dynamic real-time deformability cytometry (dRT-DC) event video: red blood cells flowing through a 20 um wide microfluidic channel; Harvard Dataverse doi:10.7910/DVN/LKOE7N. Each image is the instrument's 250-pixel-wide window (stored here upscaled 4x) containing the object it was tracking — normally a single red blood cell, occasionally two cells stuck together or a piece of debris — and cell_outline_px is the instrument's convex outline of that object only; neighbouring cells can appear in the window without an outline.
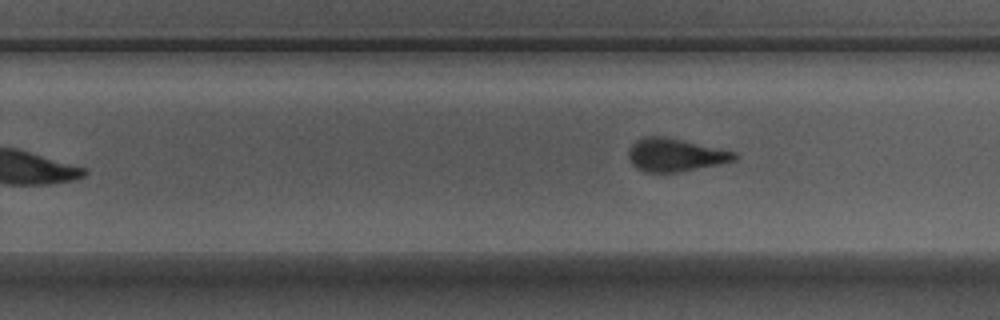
{"species": "Egyptian fruit bat (a non-hibernating species)", "species_latin": "Rousettus aegyptiacus", "temperature_condition": "warm", "stored_images_in_passage": 9, "camera_frame_rate_fps": 3000, "um_per_image_px": 0.085, "animal": {"sex": "male"}, "frame": {"image": 1, "passage_image": 9, "time_ms": 2.667, "image_size_px": [1000, 320], "cell_outline_px": [[740, 156], [736, 160], [680, 172], [644, 172], [636, 168], [632, 164], [628, 156], [628, 152], [632, 144], [636, 140], [644, 136], [664, 136], [736, 152]], "centroid_in_image_um": [57.38, 13.17], "position_along_channel_um": 272.4, "area_um2": 20.35}}